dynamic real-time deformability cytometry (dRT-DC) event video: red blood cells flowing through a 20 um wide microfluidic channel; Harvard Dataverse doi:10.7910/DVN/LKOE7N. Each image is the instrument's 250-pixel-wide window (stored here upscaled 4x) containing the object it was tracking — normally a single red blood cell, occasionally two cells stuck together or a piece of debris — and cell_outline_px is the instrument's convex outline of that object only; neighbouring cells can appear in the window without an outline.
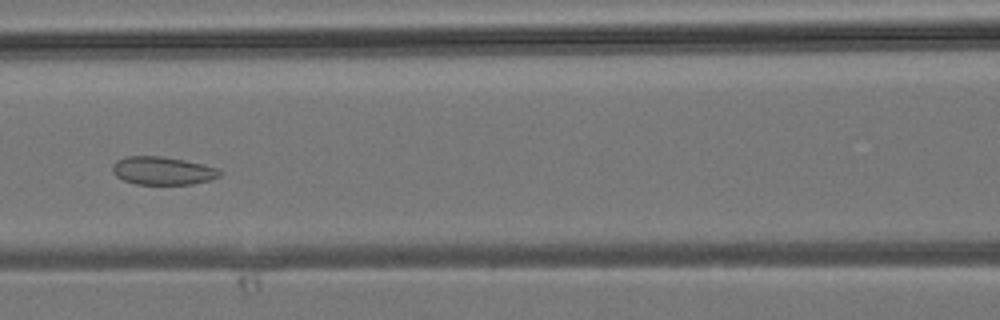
{"species": "common noctule bat (a hibernating species)", "species_latin": "Nyctalus noctula", "temperature_condition": "room temperature", "stored_images_in_passage": 34, "camera_frame_rate_fps": 3000, "um_per_image_px": 0.085, "animal": {"sex": "male", "body_mass_g": 19.2, "forearm_length_mm": 51.8}, "frame": {"image": 1, "passage_image": 14, "time_ms": 4.333, "image_size_px": [1000, 320], "cell_outline_px": [[224, 172], [220, 176], [208, 180], [192, 184], [136, 184], [124, 180], [116, 176], [112, 172], [112, 164], [116, 160], [124, 156], [160, 156], [184, 160], [204, 164], [216, 168]], "centroid_in_image_um": [13.8, 14.5], "position_along_channel_um": 152.8, "area_um2": 17.63}}
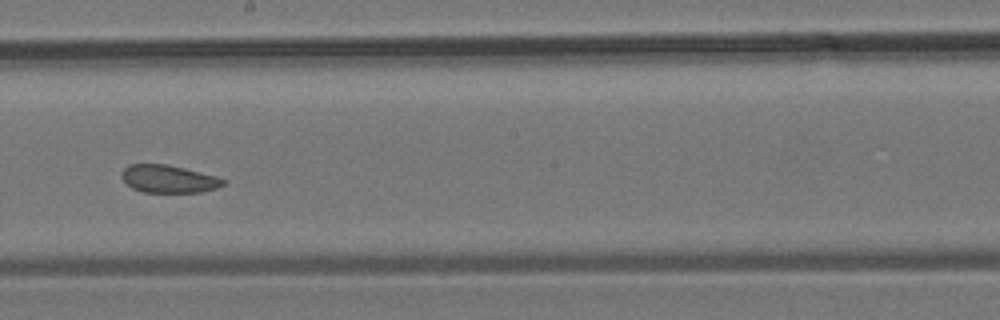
{"frame": {"image": 2, "passage_image": 19, "time_ms": 6.0, "image_size_px": [1000, 320], "cell_outline_px": [[228, 180], [224, 184], [216, 188], [200, 192], [144, 192], [132, 188], [120, 176], [120, 172], [128, 164], [168, 164], [216, 176]], "centroid_in_image_um": [14.32, 15.2], "position_along_channel_um": 233.9, "area_um2": 16.42}}
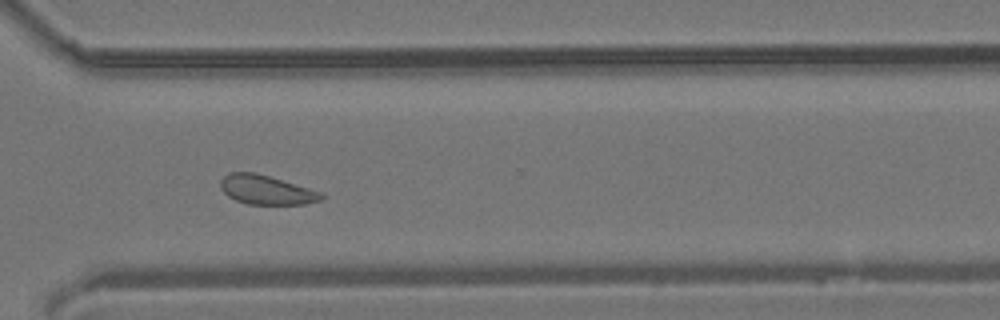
{"frame": {"image": 3, "passage_image": 26, "time_ms": 8.333, "image_size_px": [1000, 320], "cell_outline_px": [[324, 196], [320, 200], [304, 204], [248, 204], [236, 200], [228, 196], [220, 188], [220, 180], [228, 172], [256, 172], [324, 192]], "centroid_in_image_um": [22.64, 16.13], "position_along_channel_um": 348.0, "area_um2": 17.28}}